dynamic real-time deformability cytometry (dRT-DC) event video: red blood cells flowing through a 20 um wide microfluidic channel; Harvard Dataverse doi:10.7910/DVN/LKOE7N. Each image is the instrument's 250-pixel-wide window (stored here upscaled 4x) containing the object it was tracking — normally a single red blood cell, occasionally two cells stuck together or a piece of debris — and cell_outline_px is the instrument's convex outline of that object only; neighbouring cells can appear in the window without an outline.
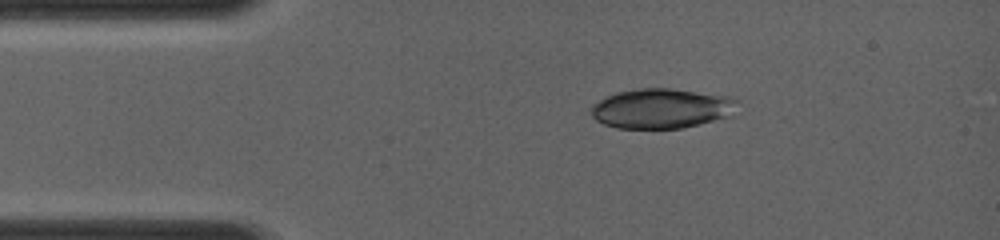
{"species": "common noctule bat (a hibernating species)", "species_latin": "Nyctalus noctula", "temperature_condition": "room temperature", "stored_images_in_passage": 14, "camera_frame_rate_fps": 4000, "um_per_image_px": 0.085, "animal": {"sex": "female", "body_mass_g": 19.0, "forearm_length_mm": 56.7}, "frame": {"image": 1, "passage_image": 9, "time_ms": 2.0, "image_size_px": [1000, 240], "cell_outline_px": [[740, 100], [736, 116], [684, 128], [616, 128], [604, 124], [596, 120], [592, 116], [592, 108], [600, 100], [616, 92], [644, 88], [668, 88], [724, 96]], "centroid_in_image_um": [56.33, 9.24], "position_along_channel_um": 28.7, "area_um2": 34.1}}